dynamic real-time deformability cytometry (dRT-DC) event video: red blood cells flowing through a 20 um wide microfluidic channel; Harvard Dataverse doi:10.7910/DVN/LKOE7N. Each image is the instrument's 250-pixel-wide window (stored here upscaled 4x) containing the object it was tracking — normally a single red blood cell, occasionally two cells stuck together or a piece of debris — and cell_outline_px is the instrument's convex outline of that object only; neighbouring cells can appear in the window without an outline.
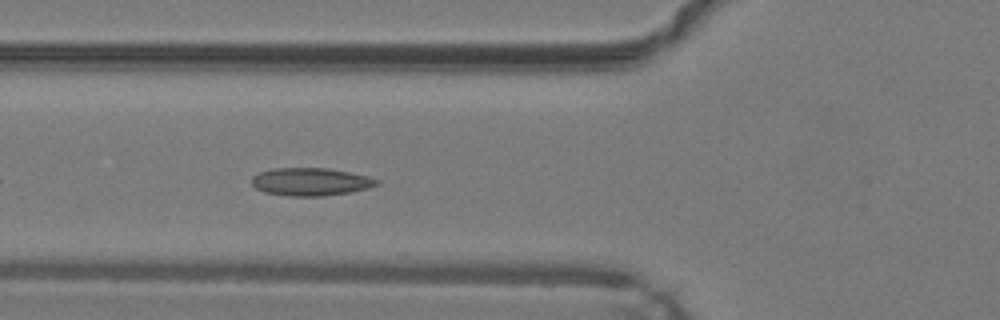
{"species": "common noctule bat (a hibernating species)", "species_latin": "Nyctalus noctula", "temperature_condition": "warm", "stored_images_in_passage": 28, "camera_frame_rate_fps": 3000, "um_per_image_px": 0.085, "animal": {"sex": "male", "body_mass_g": 19.2, "forearm_length_mm": 51.8}, "frame": {"image": 1, "passage_image": 6, "time_ms": 1.667, "image_size_px": [1000, 320], "cell_outline_px": [[380, 184], [368, 188], [348, 192], [324, 196], [288, 196], [264, 192], [256, 188], [252, 184], [252, 176], [260, 172], [272, 168], [328, 168], [368, 176], [380, 180]], "centroid_in_image_um": [26.4, 15.45], "position_along_channel_um": 99.4, "area_um2": 20.29}}
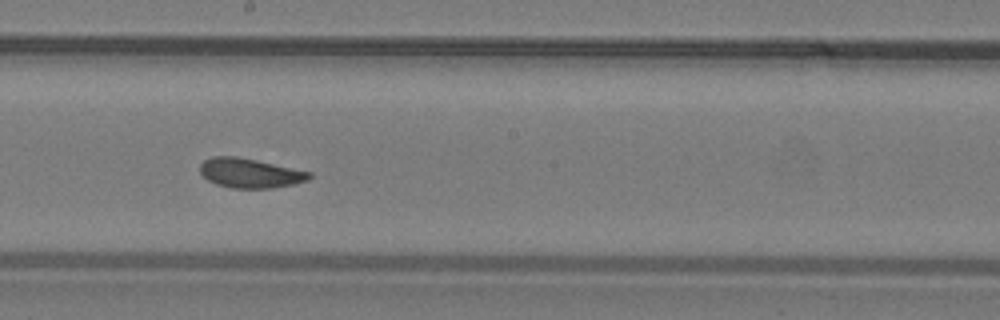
{"frame": {"image": 2, "passage_image": 15, "time_ms": 4.667, "image_size_px": [1000, 320], "cell_outline_px": [[312, 176], [308, 180], [296, 184], [272, 188], [232, 188], [216, 184], [208, 180], [200, 172], [200, 164], [204, 160], [212, 156], [236, 156], [256, 160], [312, 172]], "centroid_in_image_um": [21.26, 14.71], "position_along_channel_um": 226.9, "area_um2": 18.84}}
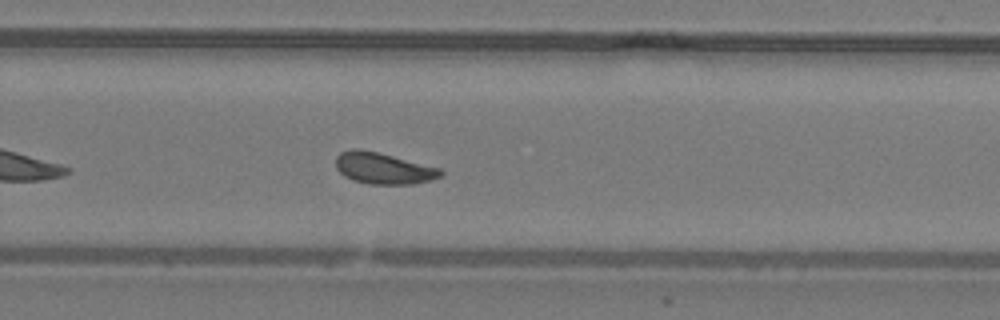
{"frame": {"image": 3, "passage_image": 20, "time_ms": 6.333, "image_size_px": [1000, 320], "cell_outline_px": [[444, 172], [440, 176], [432, 180], [412, 184], [368, 184], [352, 180], [344, 176], [336, 168], [336, 156], [340, 152], [352, 148], [360, 148], [440, 168]], "centroid_in_image_um": [32.55, 14.31], "position_along_channel_um": 297.3, "area_um2": 19.13}, "authors_computed_cell_mechanics": {"area_um2": 19.074, "velocity_mm_per_s": 4.2378, "shape_relaxation_time_tau1_ms": 9.2619, "shape_relaxation_time_tau2_ms": 2.142, "deformation_change_tau1": 0.156, "deformation_change_tau2": 0.0643}}